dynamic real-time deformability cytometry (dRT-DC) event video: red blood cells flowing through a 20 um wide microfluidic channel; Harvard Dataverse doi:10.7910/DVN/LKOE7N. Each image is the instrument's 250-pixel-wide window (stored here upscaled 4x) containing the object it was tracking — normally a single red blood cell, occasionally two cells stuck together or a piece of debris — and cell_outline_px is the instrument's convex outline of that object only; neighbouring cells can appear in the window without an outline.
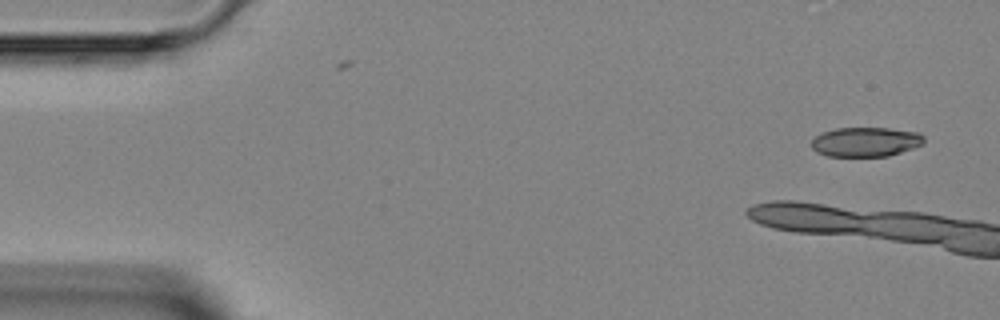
{"species": "Egyptian fruit bat (a non-hibernating species)", "species_latin": "Rousettus aegyptiacus", "temperature_condition": "room temperature", "stored_images_in_passage": 6, "camera_frame_rate_fps": 3000, "um_per_image_px": 0.085, "animal": {"sex": "female"}, "frame": {"image": 1, "passage_image": 1, "time_ms": 0.0, "image_size_px": [1000, 320], "cell_outline_px": [[924, 144], [888, 156], [828, 156], [816, 152], [812, 148], [812, 140], [816, 136], [824, 132], [836, 128], [888, 128], [920, 132], [924, 136]], "centroid_in_image_um": [73.6, 12.06], "position_along_channel_um": 11.4, "area_um2": 19.31}}